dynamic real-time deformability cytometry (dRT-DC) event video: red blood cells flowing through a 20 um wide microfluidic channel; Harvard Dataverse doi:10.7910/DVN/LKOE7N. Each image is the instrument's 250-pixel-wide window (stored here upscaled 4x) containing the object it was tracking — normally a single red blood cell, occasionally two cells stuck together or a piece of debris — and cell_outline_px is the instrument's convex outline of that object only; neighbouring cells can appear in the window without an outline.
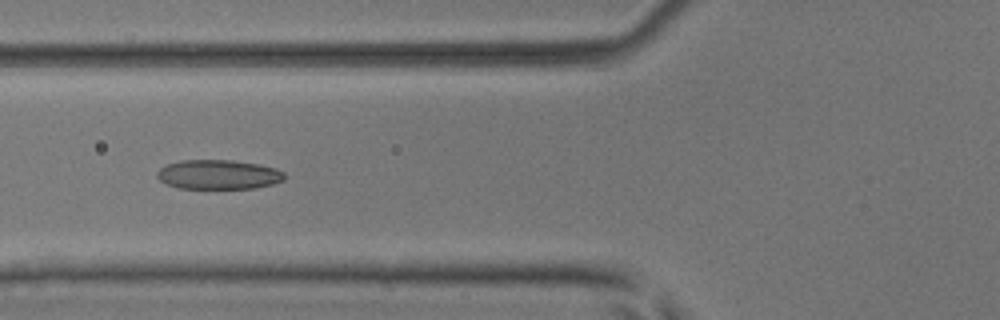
{"species": "common noctule bat (a hibernating species)", "species_latin": "Nyctalus noctula", "temperature_condition": "room temperature", "stored_images_in_passage": 5, "camera_frame_rate_fps": 3000, "um_per_image_px": 0.085, "animal": {"sex": "male", "body_mass_g": 17.9, "forearm_length_mm": 54.2}, "frame": {"image": 1, "passage_image": 5, "time_ms": 1.333, "image_size_px": [1000, 320], "cell_outline_px": [[284, 180], [272, 184], [256, 188], [180, 188], [168, 184], [160, 180], [156, 176], [156, 172], [160, 168], [168, 164], [180, 160], [232, 160], [260, 164], [276, 168], [284, 172]], "centroid_in_image_um": [18.58, 14.83], "position_along_channel_um": 107.2, "area_um2": 21.85}}